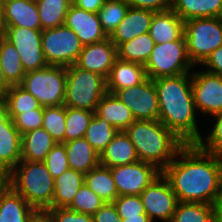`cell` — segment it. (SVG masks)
I'll list each match as a JSON object with an SVG mask.
<instances>
[{
	"label": "cell",
	"mask_w": 222,
	"mask_h": 222,
	"mask_svg": "<svg viewBox=\"0 0 222 222\" xmlns=\"http://www.w3.org/2000/svg\"><path fill=\"white\" fill-rule=\"evenodd\" d=\"M66 67L48 65L25 74L20 84L43 107L64 105L66 94Z\"/></svg>",
	"instance_id": "52a82bcc"
},
{
	"label": "cell",
	"mask_w": 222,
	"mask_h": 222,
	"mask_svg": "<svg viewBox=\"0 0 222 222\" xmlns=\"http://www.w3.org/2000/svg\"><path fill=\"white\" fill-rule=\"evenodd\" d=\"M154 47L155 41L147 32L120 44L117 47L118 59L145 65Z\"/></svg>",
	"instance_id": "4dcf8cb0"
},
{
	"label": "cell",
	"mask_w": 222,
	"mask_h": 222,
	"mask_svg": "<svg viewBox=\"0 0 222 222\" xmlns=\"http://www.w3.org/2000/svg\"><path fill=\"white\" fill-rule=\"evenodd\" d=\"M84 183L105 202H113L118 191L110 168L98 165L85 174Z\"/></svg>",
	"instance_id": "f546056e"
},
{
	"label": "cell",
	"mask_w": 222,
	"mask_h": 222,
	"mask_svg": "<svg viewBox=\"0 0 222 222\" xmlns=\"http://www.w3.org/2000/svg\"><path fill=\"white\" fill-rule=\"evenodd\" d=\"M105 201L95 194L85 183L79 188L74 200L68 207L79 213L95 214Z\"/></svg>",
	"instance_id": "f35d334b"
},
{
	"label": "cell",
	"mask_w": 222,
	"mask_h": 222,
	"mask_svg": "<svg viewBox=\"0 0 222 222\" xmlns=\"http://www.w3.org/2000/svg\"><path fill=\"white\" fill-rule=\"evenodd\" d=\"M10 87L11 86L7 83L4 78L3 71L0 66V96H4Z\"/></svg>",
	"instance_id": "816d5d0a"
},
{
	"label": "cell",
	"mask_w": 222,
	"mask_h": 222,
	"mask_svg": "<svg viewBox=\"0 0 222 222\" xmlns=\"http://www.w3.org/2000/svg\"><path fill=\"white\" fill-rule=\"evenodd\" d=\"M22 135L9 118L0 127V172L6 176L21 161Z\"/></svg>",
	"instance_id": "d6986e66"
},
{
	"label": "cell",
	"mask_w": 222,
	"mask_h": 222,
	"mask_svg": "<svg viewBox=\"0 0 222 222\" xmlns=\"http://www.w3.org/2000/svg\"><path fill=\"white\" fill-rule=\"evenodd\" d=\"M153 80L158 95V120L185 144H195L202 136L196 121L191 73Z\"/></svg>",
	"instance_id": "7a4b0ae2"
},
{
	"label": "cell",
	"mask_w": 222,
	"mask_h": 222,
	"mask_svg": "<svg viewBox=\"0 0 222 222\" xmlns=\"http://www.w3.org/2000/svg\"><path fill=\"white\" fill-rule=\"evenodd\" d=\"M42 30L5 26L1 35L17 49L26 73L48 66L41 45Z\"/></svg>",
	"instance_id": "30bf717a"
},
{
	"label": "cell",
	"mask_w": 222,
	"mask_h": 222,
	"mask_svg": "<svg viewBox=\"0 0 222 222\" xmlns=\"http://www.w3.org/2000/svg\"><path fill=\"white\" fill-rule=\"evenodd\" d=\"M5 182L38 212L52 208L54 179L43 162L21 160L5 176Z\"/></svg>",
	"instance_id": "277c9868"
},
{
	"label": "cell",
	"mask_w": 222,
	"mask_h": 222,
	"mask_svg": "<svg viewBox=\"0 0 222 222\" xmlns=\"http://www.w3.org/2000/svg\"><path fill=\"white\" fill-rule=\"evenodd\" d=\"M41 45L46 62L52 66L74 65L83 49L78 36L65 24L42 30Z\"/></svg>",
	"instance_id": "9c48e42d"
},
{
	"label": "cell",
	"mask_w": 222,
	"mask_h": 222,
	"mask_svg": "<svg viewBox=\"0 0 222 222\" xmlns=\"http://www.w3.org/2000/svg\"><path fill=\"white\" fill-rule=\"evenodd\" d=\"M3 13L5 26L42 30L36 0H7Z\"/></svg>",
	"instance_id": "ffe728a7"
},
{
	"label": "cell",
	"mask_w": 222,
	"mask_h": 222,
	"mask_svg": "<svg viewBox=\"0 0 222 222\" xmlns=\"http://www.w3.org/2000/svg\"><path fill=\"white\" fill-rule=\"evenodd\" d=\"M217 216H218V220L222 222V194L217 204Z\"/></svg>",
	"instance_id": "11a10c76"
},
{
	"label": "cell",
	"mask_w": 222,
	"mask_h": 222,
	"mask_svg": "<svg viewBox=\"0 0 222 222\" xmlns=\"http://www.w3.org/2000/svg\"><path fill=\"white\" fill-rule=\"evenodd\" d=\"M146 214L153 222L158 218L170 222L178 204L168 180L161 174L140 194Z\"/></svg>",
	"instance_id": "4fadbf2b"
},
{
	"label": "cell",
	"mask_w": 222,
	"mask_h": 222,
	"mask_svg": "<svg viewBox=\"0 0 222 222\" xmlns=\"http://www.w3.org/2000/svg\"><path fill=\"white\" fill-rule=\"evenodd\" d=\"M3 4L4 2L0 1V34L5 29V22H4V13H3Z\"/></svg>",
	"instance_id": "db71d44e"
},
{
	"label": "cell",
	"mask_w": 222,
	"mask_h": 222,
	"mask_svg": "<svg viewBox=\"0 0 222 222\" xmlns=\"http://www.w3.org/2000/svg\"><path fill=\"white\" fill-rule=\"evenodd\" d=\"M162 174L178 202L218 204L222 194V156L205 152L196 144H185Z\"/></svg>",
	"instance_id": "6da1fadb"
},
{
	"label": "cell",
	"mask_w": 222,
	"mask_h": 222,
	"mask_svg": "<svg viewBox=\"0 0 222 222\" xmlns=\"http://www.w3.org/2000/svg\"><path fill=\"white\" fill-rule=\"evenodd\" d=\"M149 34L155 44L179 40L184 36V21L172 9L155 12Z\"/></svg>",
	"instance_id": "7402d4cb"
},
{
	"label": "cell",
	"mask_w": 222,
	"mask_h": 222,
	"mask_svg": "<svg viewBox=\"0 0 222 222\" xmlns=\"http://www.w3.org/2000/svg\"><path fill=\"white\" fill-rule=\"evenodd\" d=\"M0 66L10 86L20 85L26 72L15 46L0 34Z\"/></svg>",
	"instance_id": "f1b7e54d"
},
{
	"label": "cell",
	"mask_w": 222,
	"mask_h": 222,
	"mask_svg": "<svg viewBox=\"0 0 222 222\" xmlns=\"http://www.w3.org/2000/svg\"><path fill=\"white\" fill-rule=\"evenodd\" d=\"M186 51L194 67L222 46V17L190 19L184 22Z\"/></svg>",
	"instance_id": "8992f818"
},
{
	"label": "cell",
	"mask_w": 222,
	"mask_h": 222,
	"mask_svg": "<svg viewBox=\"0 0 222 222\" xmlns=\"http://www.w3.org/2000/svg\"><path fill=\"white\" fill-rule=\"evenodd\" d=\"M144 67L151 79L191 73L194 65L188 57L184 36L176 41L155 44Z\"/></svg>",
	"instance_id": "ba28073f"
},
{
	"label": "cell",
	"mask_w": 222,
	"mask_h": 222,
	"mask_svg": "<svg viewBox=\"0 0 222 222\" xmlns=\"http://www.w3.org/2000/svg\"><path fill=\"white\" fill-rule=\"evenodd\" d=\"M129 7L126 0H106L98 11L101 27L108 37L123 20Z\"/></svg>",
	"instance_id": "d590c367"
},
{
	"label": "cell",
	"mask_w": 222,
	"mask_h": 222,
	"mask_svg": "<svg viewBox=\"0 0 222 222\" xmlns=\"http://www.w3.org/2000/svg\"><path fill=\"white\" fill-rule=\"evenodd\" d=\"M64 24L75 32L83 45L98 43L108 38L101 27L98 13L87 12L73 4L67 12Z\"/></svg>",
	"instance_id": "2e32d148"
},
{
	"label": "cell",
	"mask_w": 222,
	"mask_h": 222,
	"mask_svg": "<svg viewBox=\"0 0 222 222\" xmlns=\"http://www.w3.org/2000/svg\"><path fill=\"white\" fill-rule=\"evenodd\" d=\"M122 222H152L147 214H140V217H126Z\"/></svg>",
	"instance_id": "f5cc1de1"
},
{
	"label": "cell",
	"mask_w": 222,
	"mask_h": 222,
	"mask_svg": "<svg viewBox=\"0 0 222 222\" xmlns=\"http://www.w3.org/2000/svg\"><path fill=\"white\" fill-rule=\"evenodd\" d=\"M44 107L17 114L12 120L21 135L42 127Z\"/></svg>",
	"instance_id": "7bdbcfd3"
},
{
	"label": "cell",
	"mask_w": 222,
	"mask_h": 222,
	"mask_svg": "<svg viewBox=\"0 0 222 222\" xmlns=\"http://www.w3.org/2000/svg\"><path fill=\"white\" fill-rule=\"evenodd\" d=\"M208 72L222 76V46L214 50L202 64Z\"/></svg>",
	"instance_id": "7dc6e473"
},
{
	"label": "cell",
	"mask_w": 222,
	"mask_h": 222,
	"mask_svg": "<svg viewBox=\"0 0 222 222\" xmlns=\"http://www.w3.org/2000/svg\"><path fill=\"white\" fill-rule=\"evenodd\" d=\"M42 128L56 143H65L66 106L44 107Z\"/></svg>",
	"instance_id": "8d00e7d4"
},
{
	"label": "cell",
	"mask_w": 222,
	"mask_h": 222,
	"mask_svg": "<svg viewBox=\"0 0 222 222\" xmlns=\"http://www.w3.org/2000/svg\"><path fill=\"white\" fill-rule=\"evenodd\" d=\"M172 10L184 22L190 19L222 17V0H174Z\"/></svg>",
	"instance_id": "4316f807"
},
{
	"label": "cell",
	"mask_w": 222,
	"mask_h": 222,
	"mask_svg": "<svg viewBox=\"0 0 222 222\" xmlns=\"http://www.w3.org/2000/svg\"><path fill=\"white\" fill-rule=\"evenodd\" d=\"M9 117L13 119L17 114L39 109L38 100L20 85L11 86L4 95Z\"/></svg>",
	"instance_id": "e575fe53"
},
{
	"label": "cell",
	"mask_w": 222,
	"mask_h": 222,
	"mask_svg": "<svg viewBox=\"0 0 222 222\" xmlns=\"http://www.w3.org/2000/svg\"><path fill=\"white\" fill-rule=\"evenodd\" d=\"M154 11L129 7L125 17L109 36L118 47L120 44L149 32Z\"/></svg>",
	"instance_id": "ac0fdd59"
},
{
	"label": "cell",
	"mask_w": 222,
	"mask_h": 222,
	"mask_svg": "<svg viewBox=\"0 0 222 222\" xmlns=\"http://www.w3.org/2000/svg\"><path fill=\"white\" fill-rule=\"evenodd\" d=\"M110 170L118 196L140 195L148 185L162 174V171L155 165L140 160L113 167Z\"/></svg>",
	"instance_id": "7c38bea8"
},
{
	"label": "cell",
	"mask_w": 222,
	"mask_h": 222,
	"mask_svg": "<svg viewBox=\"0 0 222 222\" xmlns=\"http://www.w3.org/2000/svg\"><path fill=\"white\" fill-rule=\"evenodd\" d=\"M146 78L144 65L117 59L106 79V89L114 94L117 90L138 85Z\"/></svg>",
	"instance_id": "44dd1931"
},
{
	"label": "cell",
	"mask_w": 222,
	"mask_h": 222,
	"mask_svg": "<svg viewBox=\"0 0 222 222\" xmlns=\"http://www.w3.org/2000/svg\"><path fill=\"white\" fill-rule=\"evenodd\" d=\"M92 216L94 222H122L113 202H105Z\"/></svg>",
	"instance_id": "bcb514c9"
},
{
	"label": "cell",
	"mask_w": 222,
	"mask_h": 222,
	"mask_svg": "<svg viewBox=\"0 0 222 222\" xmlns=\"http://www.w3.org/2000/svg\"><path fill=\"white\" fill-rule=\"evenodd\" d=\"M64 144L70 169L86 174L100 164V156L84 137Z\"/></svg>",
	"instance_id": "484cf974"
},
{
	"label": "cell",
	"mask_w": 222,
	"mask_h": 222,
	"mask_svg": "<svg viewBox=\"0 0 222 222\" xmlns=\"http://www.w3.org/2000/svg\"><path fill=\"white\" fill-rule=\"evenodd\" d=\"M41 29L64 25L72 0H36Z\"/></svg>",
	"instance_id": "d6a6232c"
},
{
	"label": "cell",
	"mask_w": 222,
	"mask_h": 222,
	"mask_svg": "<svg viewBox=\"0 0 222 222\" xmlns=\"http://www.w3.org/2000/svg\"><path fill=\"white\" fill-rule=\"evenodd\" d=\"M57 143L42 127L22 135L21 160L43 162Z\"/></svg>",
	"instance_id": "d4e9b609"
},
{
	"label": "cell",
	"mask_w": 222,
	"mask_h": 222,
	"mask_svg": "<svg viewBox=\"0 0 222 222\" xmlns=\"http://www.w3.org/2000/svg\"><path fill=\"white\" fill-rule=\"evenodd\" d=\"M213 117L216 121L210 134L201 137L195 144L205 152L222 156V111Z\"/></svg>",
	"instance_id": "ab89813d"
},
{
	"label": "cell",
	"mask_w": 222,
	"mask_h": 222,
	"mask_svg": "<svg viewBox=\"0 0 222 222\" xmlns=\"http://www.w3.org/2000/svg\"><path fill=\"white\" fill-rule=\"evenodd\" d=\"M106 0H72V4L87 12L98 13Z\"/></svg>",
	"instance_id": "c3c4849f"
},
{
	"label": "cell",
	"mask_w": 222,
	"mask_h": 222,
	"mask_svg": "<svg viewBox=\"0 0 222 222\" xmlns=\"http://www.w3.org/2000/svg\"><path fill=\"white\" fill-rule=\"evenodd\" d=\"M45 212L54 222H94L91 214L79 213L69 208H48Z\"/></svg>",
	"instance_id": "ee69618b"
},
{
	"label": "cell",
	"mask_w": 222,
	"mask_h": 222,
	"mask_svg": "<svg viewBox=\"0 0 222 222\" xmlns=\"http://www.w3.org/2000/svg\"><path fill=\"white\" fill-rule=\"evenodd\" d=\"M5 182V176L0 172V185Z\"/></svg>",
	"instance_id": "9f6ffc18"
},
{
	"label": "cell",
	"mask_w": 222,
	"mask_h": 222,
	"mask_svg": "<svg viewBox=\"0 0 222 222\" xmlns=\"http://www.w3.org/2000/svg\"><path fill=\"white\" fill-rule=\"evenodd\" d=\"M117 59V47L108 37L98 43L83 45L75 65L107 79Z\"/></svg>",
	"instance_id": "9a60e30c"
},
{
	"label": "cell",
	"mask_w": 222,
	"mask_h": 222,
	"mask_svg": "<svg viewBox=\"0 0 222 222\" xmlns=\"http://www.w3.org/2000/svg\"><path fill=\"white\" fill-rule=\"evenodd\" d=\"M85 174L68 169L54 180L52 208H68L79 188L84 184Z\"/></svg>",
	"instance_id": "83f0119b"
},
{
	"label": "cell",
	"mask_w": 222,
	"mask_h": 222,
	"mask_svg": "<svg viewBox=\"0 0 222 222\" xmlns=\"http://www.w3.org/2000/svg\"><path fill=\"white\" fill-rule=\"evenodd\" d=\"M43 163L54 180L70 169L65 144L57 143L47 154Z\"/></svg>",
	"instance_id": "60d3db41"
},
{
	"label": "cell",
	"mask_w": 222,
	"mask_h": 222,
	"mask_svg": "<svg viewBox=\"0 0 222 222\" xmlns=\"http://www.w3.org/2000/svg\"><path fill=\"white\" fill-rule=\"evenodd\" d=\"M95 113L118 131H125L135 121L129 108L115 94L108 92L97 104Z\"/></svg>",
	"instance_id": "cb8c5ba5"
},
{
	"label": "cell",
	"mask_w": 222,
	"mask_h": 222,
	"mask_svg": "<svg viewBox=\"0 0 222 222\" xmlns=\"http://www.w3.org/2000/svg\"><path fill=\"white\" fill-rule=\"evenodd\" d=\"M94 113L66 106L65 142L83 138Z\"/></svg>",
	"instance_id": "74e56055"
},
{
	"label": "cell",
	"mask_w": 222,
	"mask_h": 222,
	"mask_svg": "<svg viewBox=\"0 0 222 222\" xmlns=\"http://www.w3.org/2000/svg\"><path fill=\"white\" fill-rule=\"evenodd\" d=\"M217 220V205L178 202L170 222H216Z\"/></svg>",
	"instance_id": "1f68e13d"
},
{
	"label": "cell",
	"mask_w": 222,
	"mask_h": 222,
	"mask_svg": "<svg viewBox=\"0 0 222 222\" xmlns=\"http://www.w3.org/2000/svg\"><path fill=\"white\" fill-rule=\"evenodd\" d=\"M37 212L8 183L0 185V222H31Z\"/></svg>",
	"instance_id": "e0dca14e"
},
{
	"label": "cell",
	"mask_w": 222,
	"mask_h": 222,
	"mask_svg": "<svg viewBox=\"0 0 222 222\" xmlns=\"http://www.w3.org/2000/svg\"><path fill=\"white\" fill-rule=\"evenodd\" d=\"M9 113L4 96H0V127L9 119Z\"/></svg>",
	"instance_id": "681fc988"
},
{
	"label": "cell",
	"mask_w": 222,
	"mask_h": 222,
	"mask_svg": "<svg viewBox=\"0 0 222 222\" xmlns=\"http://www.w3.org/2000/svg\"><path fill=\"white\" fill-rule=\"evenodd\" d=\"M31 222H54L52 218L45 212H37Z\"/></svg>",
	"instance_id": "f907efd6"
},
{
	"label": "cell",
	"mask_w": 222,
	"mask_h": 222,
	"mask_svg": "<svg viewBox=\"0 0 222 222\" xmlns=\"http://www.w3.org/2000/svg\"><path fill=\"white\" fill-rule=\"evenodd\" d=\"M113 204L121 219L140 217V214H146L140 195L117 196Z\"/></svg>",
	"instance_id": "b9f144b4"
},
{
	"label": "cell",
	"mask_w": 222,
	"mask_h": 222,
	"mask_svg": "<svg viewBox=\"0 0 222 222\" xmlns=\"http://www.w3.org/2000/svg\"><path fill=\"white\" fill-rule=\"evenodd\" d=\"M67 82L64 105L95 112L97 104L107 93L106 79L83 70L75 64L66 67Z\"/></svg>",
	"instance_id": "5b68a950"
},
{
	"label": "cell",
	"mask_w": 222,
	"mask_h": 222,
	"mask_svg": "<svg viewBox=\"0 0 222 222\" xmlns=\"http://www.w3.org/2000/svg\"><path fill=\"white\" fill-rule=\"evenodd\" d=\"M125 132L133 143L138 159L163 171L185 145L159 120H135Z\"/></svg>",
	"instance_id": "3957f363"
},
{
	"label": "cell",
	"mask_w": 222,
	"mask_h": 222,
	"mask_svg": "<svg viewBox=\"0 0 222 222\" xmlns=\"http://www.w3.org/2000/svg\"><path fill=\"white\" fill-rule=\"evenodd\" d=\"M191 86L197 112L213 116L222 111V76L206 70L193 71Z\"/></svg>",
	"instance_id": "5bb4252c"
},
{
	"label": "cell",
	"mask_w": 222,
	"mask_h": 222,
	"mask_svg": "<svg viewBox=\"0 0 222 222\" xmlns=\"http://www.w3.org/2000/svg\"><path fill=\"white\" fill-rule=\"evenodd\" d=\"M114 94L129 108L135 120H158L159 103L153 79L147 77L142 83Z\"/></svg>",
	"instance_id": "8fae6325"
},
{
	"label": "cell",
	"mask_w": 222,
	"mask_h": 222,
	"mask_svg": "<svg viewBox=\"0 0 222 222\" xmlns=\"http://www.w3.org/2000/svg\"><path fill=\"white\" fill-rule=\"evenodd\" d=\"M130 7L162 12L172 9L170 0H126Z\"/></svg>",
	"instance_id": "f6af8a7d"
},
{
	"label": "cell",
	"mask_w": 222,
	"mask_h": 222,
	"mask_svg": "<svg viewBox=\"0 0 222 222\" xmlns=\"http://www.w3.org/2000/svg\"><path fill=\"white\" fill-rule=\"evenodd\" d=\"M118 132L108 121L94 113L84 138L100 156Z\"/></svg>",
	"instance_id": "836d02e7"
},
{
	"label": "cell",
	"mask_w": 222,
	"mask_h": 222,
	"mask_svg": "<svg viewBox=\"0 0 222 222\" xmlns=\"http://www.w3.org/2000/svg\"><path fill=\"white\" fill-rule=\"evenodd\" d=\"M138 160L136 149L125 131H119L100 155V165L108 168L131 164Z\"/></svg>",
	"instance_id": "603a6c76"
}]
</instances>
